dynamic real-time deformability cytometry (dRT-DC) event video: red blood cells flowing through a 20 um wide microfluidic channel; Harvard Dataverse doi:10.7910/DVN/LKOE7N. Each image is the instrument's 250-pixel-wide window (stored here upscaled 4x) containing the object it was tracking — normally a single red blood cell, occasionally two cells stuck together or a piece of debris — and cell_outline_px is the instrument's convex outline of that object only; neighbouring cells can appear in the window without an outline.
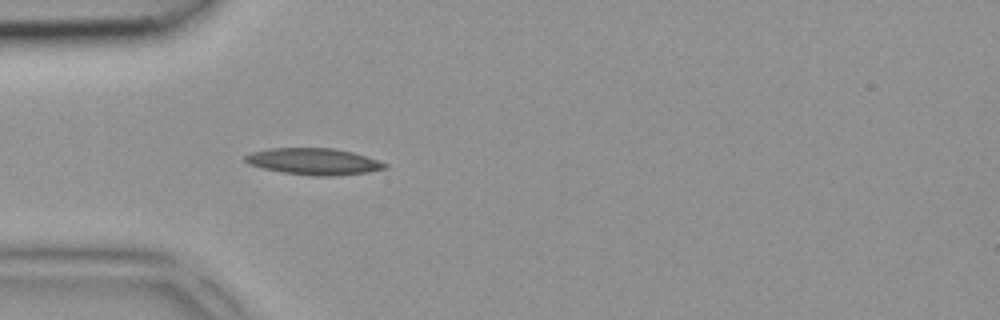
{"species": "common noctule bat (a hibernating species)", "species_latin": "Nyctalus noctula", "temperature_condition": "room temperature", "stored_images_in_passage": 1, "camera_frame_rate_fps": 3000, "um_per_image_px": 0.085, "animal": {"sex": "female", "body_mass_g": 18.4}, "frame": {"image": 1, "passage_image": 1, "time_ms": 0.0, "image_size_px": [1000, 320], "cell_outline_px": [[388, 168], [368, 172], [336, 176], [312, 176], [284, 172], [264, 168], [248, 164], [244, 160], [244, 156], [252, 152], [268, 148], [336, 148], [352, 152], [388, 164]], "centroid_in_image_um": [26.67, 13.72], "position_along_channel_um": 58.3, "area_um2": 21.56}}